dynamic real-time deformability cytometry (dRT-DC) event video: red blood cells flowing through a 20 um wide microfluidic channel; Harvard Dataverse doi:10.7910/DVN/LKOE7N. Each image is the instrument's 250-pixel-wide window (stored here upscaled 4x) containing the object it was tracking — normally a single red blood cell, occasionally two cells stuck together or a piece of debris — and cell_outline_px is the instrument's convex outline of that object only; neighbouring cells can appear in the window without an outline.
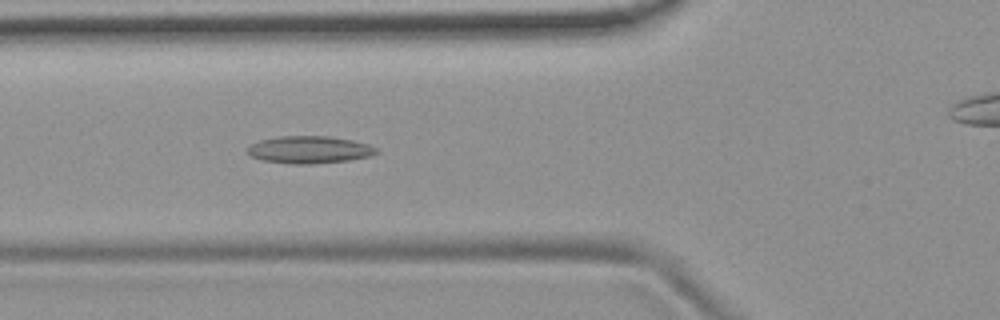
{"species": "common noctule bat (a hibernating species)", "species_latin": "Nyctalus noctula", "temperature_condition": "room temperature", "stored_images_in_passage": 54, "camera_frame_rate_fps": 3000, "um_per_image_px": 0.085, "animal": {"sex": "female", "body_mass_g": 19.9}, "frame": {"image": 1, "passage_image": 19, "time_ms": 6.0, "image_size_px": [1000, 320], "cell_outline_px": [[380, 148], [376, 152], [368, 156], [348, 160], [312, 164], [292, 164], [260, 160], [252, 156], [248, 152], [248, 148], [252, 144], [260, 140], [280, 136], [328, 136], [352, 140], [368, 144]], "centroid_in_image_um": [26.3, 12.72], "position_along_channel_um": 99.5, "area_um2": 20.4}}
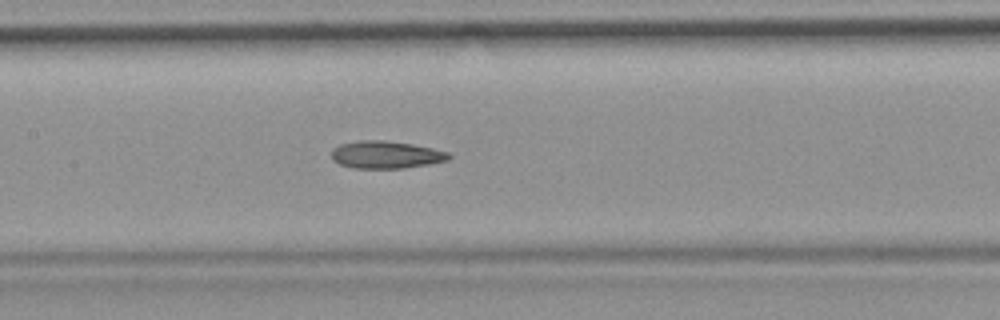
{"frame": {"image": 2, "passage_image": 25, "time_ms": 8.0, "image_size_px": [1000, 320], "cell_outline_px": [[452, 156], [448, 160], [428, 164], [404, 168], [352, 168], [340, 164], [332, 160], [332, 148], [340, 144], [360, 140], [384, 140], [412, 144], [432, 148], [448, 152]], "centroid_in_image_um": [32.79, 13.15], "position_along_channel_um": 174.6, "area_um2": 18.79}}
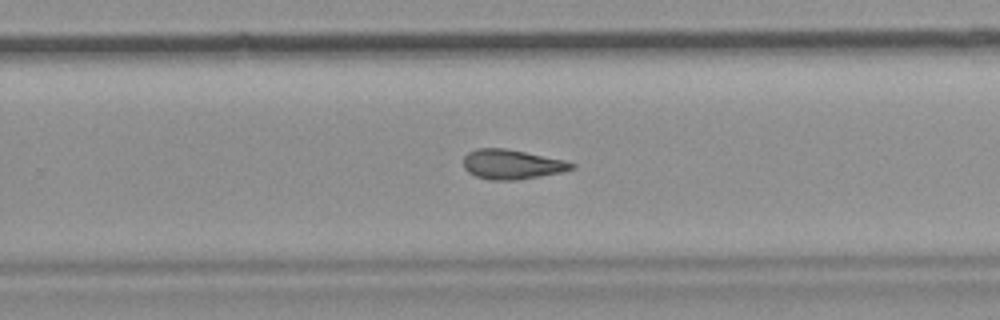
{"frame": {"image": 3, "passage_image": 34, "time_ms": 11.0, "image_size_px": [1000, 320], "cell_outline_px": [[576, 168], [564, 172], [516, 180], [492, 180], [476, 176], [468, 172], [464, 168], [464, 156], [468, 152], [476, 148], [504, 148], [564, 160], [576, 164]], "centroid_in_image_um": [43.52, 13.97], "position_along_channel_um": 286.3, "area_um2": 18.67}, "authors_computed_cell_mechanics": {"area_um2": 19.1607, "velocity_mm_per_s": 3.7507, "shape_relaxation_time_tau1_ms": null, "shape_relaxation_time_tau2_ms": 5.6615, "deformation_change_tau1": null, "deformation_change_tau2": 0.1546}}